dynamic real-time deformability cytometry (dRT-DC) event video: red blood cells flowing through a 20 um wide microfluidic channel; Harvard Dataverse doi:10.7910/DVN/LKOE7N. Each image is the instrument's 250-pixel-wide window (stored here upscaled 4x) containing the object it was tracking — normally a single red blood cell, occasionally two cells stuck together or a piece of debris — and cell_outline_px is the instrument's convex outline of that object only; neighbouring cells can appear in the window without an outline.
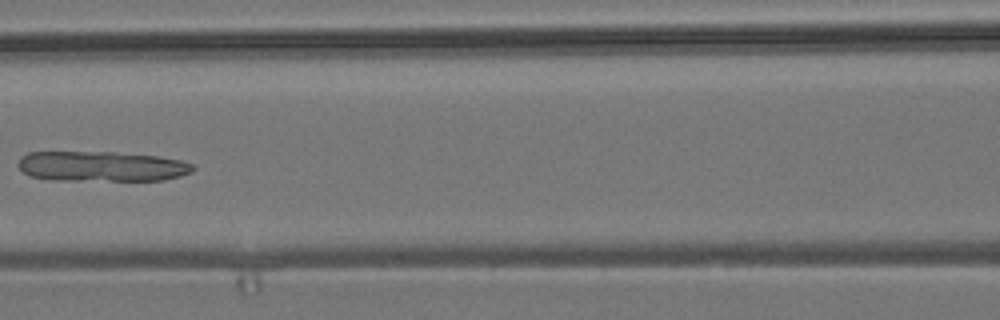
{"species": "common noctule bat (a hibernating species)", "species_latin": "Nyctalus noctula", "temperature_condition": "room temperature", "stored_images_in_passage": 7, "camera_frame_rate_fps": 3000, "um_per_image_px": 0.085, "animal": {"sex": "male", "body_mass_g": 19.2, "forearm_length_mm": 51.8}, "frame": {"image": 1, "passage_image": 7, "time_ms": 2.0, "image_size_px": [1000, 320], "cell_outline_px": [[196, 168], [192, 172], [180, 176], [164, 180], [52, 180], [28, 176], [16, 164], [20, 156], [28, 152], [116, 152], [160, 156], [180, 160], [192, 164]], "centroid_in_image_um": [8.62, 14.13], "position_along_channel_um": 158.0, "area_um2": 31.04}}